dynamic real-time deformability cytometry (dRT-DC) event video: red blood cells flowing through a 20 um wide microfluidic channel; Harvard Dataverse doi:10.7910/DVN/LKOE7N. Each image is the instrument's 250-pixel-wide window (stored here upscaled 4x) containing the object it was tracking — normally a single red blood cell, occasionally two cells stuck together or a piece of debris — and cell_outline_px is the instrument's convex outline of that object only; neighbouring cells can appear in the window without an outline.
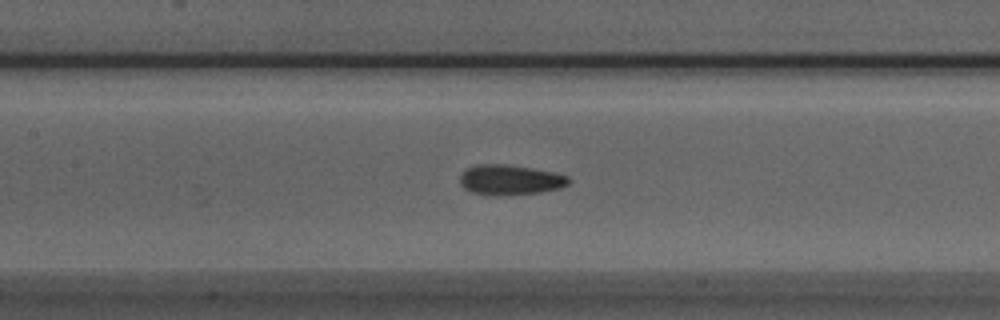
{"species": "Egyptian fruit bat (a non-hibernating species)", "species_latin": "Rousettus aegyptiacus", "temperature_condition": "room temperature", "stored_images_in_passage": 42, "camera_frame_rate_fps": 3000, "um_per_image_px": 0.085, "animal": {"sex": "male"}, "frame": {"image": 1, "passage_image": 23, "time_ms": 7.333, "image_size_px": [1000, 320], "cell_outline_px": [[572, 180], [568, 184], [560, 188], [540, 192], [496, 196], [472, 192], [464, 188], [460, 184], [460, 176], [468, 168], [480, 164], [504, 164], [552, 172], [568, 176]], "centroid_in_image_um": [43.36, 15.3], "position_along_channel_um": 164.0, "area_um2": 18.84}}
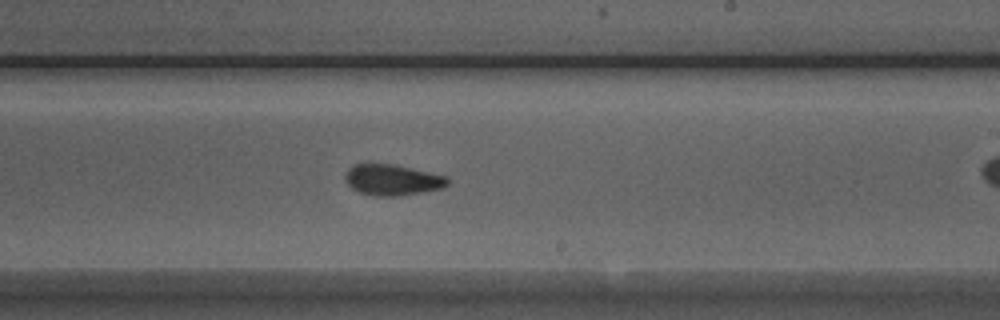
{"frame": {"image": 2, "passage_image": 30, "time_ms": 9.667, "image_size_px": [1000, 320], "cell_outline_px": [[448, 184], [444, 188], [400, 196], [372, 196], [360, 192], [352, 188], [348, 184], [344, 176], [348, 168], [352, 164], [368, 160], [392, 164], [412, 168], [448, 176]], "centroid_in_image_um": [33.3, 15.25], "position_along_channel_um": 255.7, "area_um2": 19.13}}
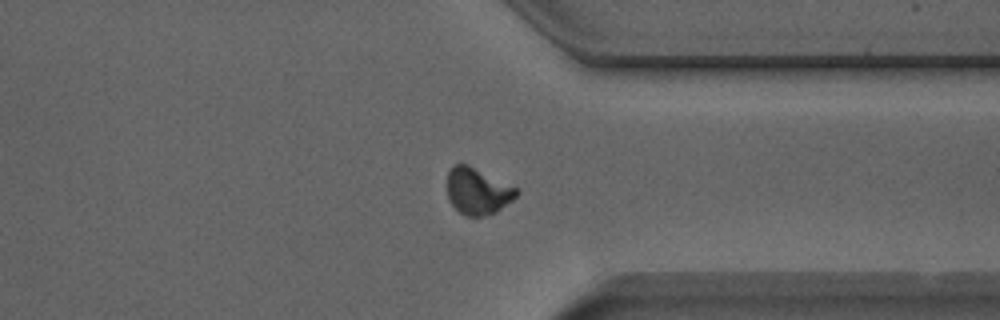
{"frame": {"image": 3, "passage_image": 39, "time_ms": 12.667, "image_size_px": [1000, 320], "cell_outline_px": [[520, 192], [512, 200], [496, 212], [484, 216], [468, 216], [460, 212], [448, 200], [448, 172], [452, 164], [468, 164], [516, 188]], "centroid_in_image_um": [40.58, 16.24], "position_along_channel_um": 370.8, "area_um2": 18.55}}